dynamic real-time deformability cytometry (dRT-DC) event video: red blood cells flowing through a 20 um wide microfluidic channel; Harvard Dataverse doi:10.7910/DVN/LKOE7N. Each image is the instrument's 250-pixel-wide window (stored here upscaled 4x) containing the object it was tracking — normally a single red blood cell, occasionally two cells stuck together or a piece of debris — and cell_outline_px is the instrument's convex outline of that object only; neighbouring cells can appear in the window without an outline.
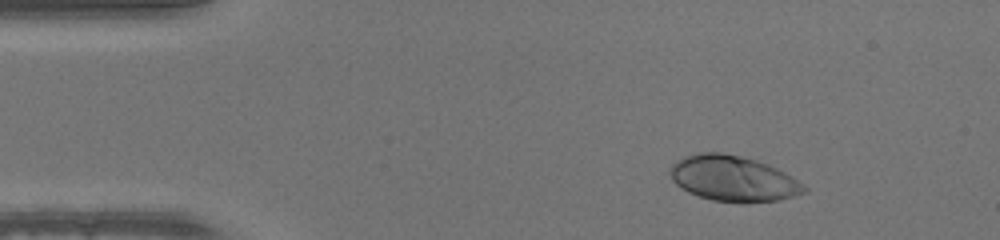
{"species": "human", "species_latin": "Homo sapiens", "temperature_condition": "warm", "stored_images_in_passage": 43, "camera_frame_rate_fps": 3000, "um_per_image_px": 0.085, "donor": {"sex": "male"}, "frame": {"image": 1, "passage_image": 1, "time_ms": 0.0, "image_size_px": [1000, 240], "cell_outline_px": [[808, 192], [776, 200], [712, 200], [688, 192], [680, 188], [672, 180], [668, 172], [668, 168], [676, 160], [684, 156], [700, 152], [720, 152], [740, 156], [756, 160], [768, 164], [792, 176], [808, 188]], "centroid_in_image_um": [62.27, 15.13], "position_along_channel_um": 22.7, "area_um2": 35.03}}
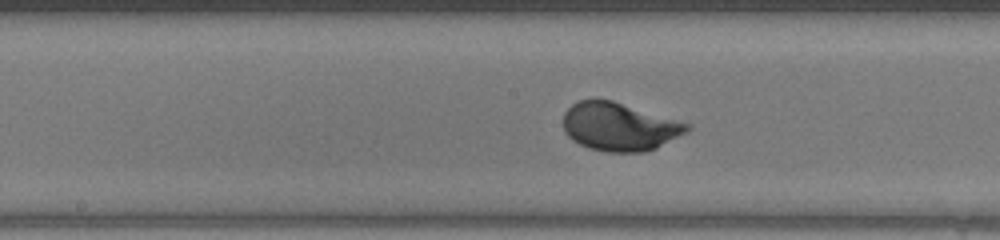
{"frame": {"image": 2, "passage_image": 19, "time_ms": 6.0, "image_size_px": [1000, 240], "cell_outline_px": [[692, 128], [688, 132], [656, 148], [644, 152], [604, 152], [588, 148], [572, 140], [564, 132], [564, 112], [572, 104], [580, 100], [612, 100], [692, 124]], "centroid_in_image_um": [52.67, 10.78], "position_along_channel_um": 195.5, "area_um2": 34.91}}
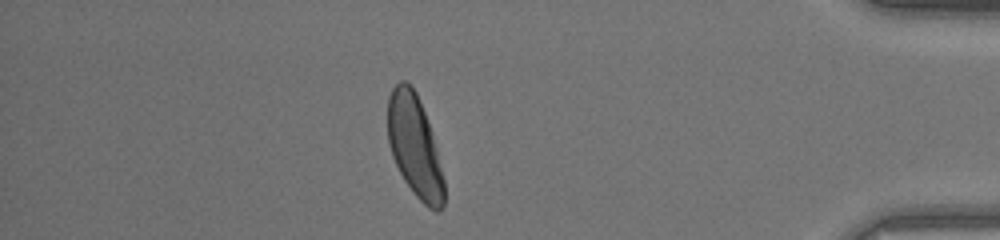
{"frame": {"image": 3, "passage_image": 37, "time_ms": 12.0, "image_size_px": [1000, 240], "cell_outline_px": [[444, 208], [436, 212], [428, 208], [412, 192], [404, 180], [392, 156], [388, 144], [388, 96], [392, 88], [400, 80], [404, 80], [416, 92], [432, 132], [444, 180]], "centroid_in_image_um": [35.24, 12.45], "position_along_channel_um": 400.0, "area_um2": 33.29}}